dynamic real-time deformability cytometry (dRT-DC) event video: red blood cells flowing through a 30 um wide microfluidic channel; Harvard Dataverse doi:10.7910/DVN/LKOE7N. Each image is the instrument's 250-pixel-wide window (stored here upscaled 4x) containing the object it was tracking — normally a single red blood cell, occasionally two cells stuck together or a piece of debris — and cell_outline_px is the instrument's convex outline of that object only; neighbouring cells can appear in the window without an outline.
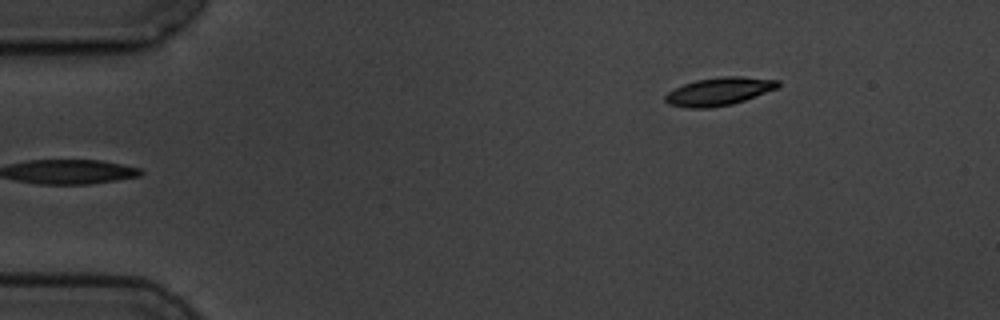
{"species": "common noctule bat (a hibernating species)", "species_latin": "Nyctalus noctula", "temperature_condition": "cold", "stored_images_in_passage": 4, "camera_frame_rate_fps": 3000, "um_per_image_px": 0.085, "animal": {"sex": "male", "body_mass_g": 19.5, "forearm_length_mm": 54.6}, "frame": {"image": 1, "passage_image": 4, "time_ms": 4.333, "image_size_px": [1000, 320], "cell_outline_px": [[780, 84], [776, 88], [744, 100], [732, 104], [708, 108], [688, 108], [668, 104], [664, 100], [664, 96], [668, 92], [684, 84], [696, 80], [724, 76], [744, 76], [780, 80]], "centroid_in_image_um": [61.1, 7.77], "position_along_channel_um": 23.9, "area_um2": 18.26}}